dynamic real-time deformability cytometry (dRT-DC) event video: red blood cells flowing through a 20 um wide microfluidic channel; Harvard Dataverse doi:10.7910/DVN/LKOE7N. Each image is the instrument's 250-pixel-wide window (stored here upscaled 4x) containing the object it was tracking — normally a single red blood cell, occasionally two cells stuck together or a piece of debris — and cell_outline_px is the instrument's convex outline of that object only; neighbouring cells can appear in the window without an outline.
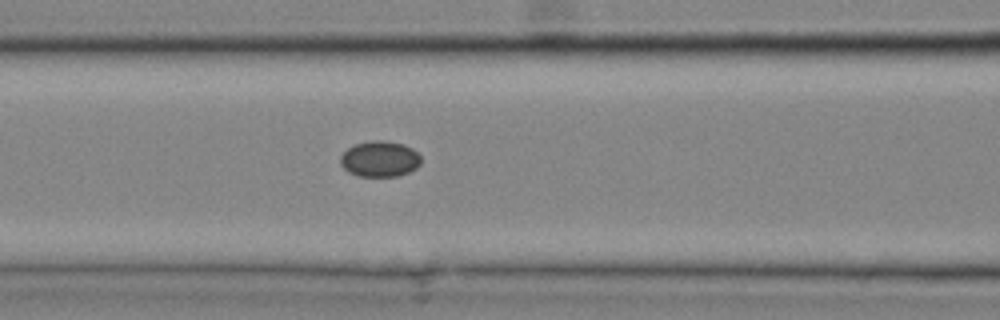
{"species": "common noctule bat (a hibernating species)", "species_latin": "Nyctalus noctula", "temperature_condition": "cold", "stored_images_in_passage": 6, "camera_frame_rate_fps": 3000, "um_per_image_px": 0.085, "animal": {"sex": "male", "body_mass_g": 20.4}, "frame": {"image": 1, "passage_image": 3, "time_ms": 0.667, "image_size_px": [1000, 320], "cell_outline_px": [[420, 164], [416, 168], [408, 172], [396, 176], [360, 176], [348, 172], [340, 164], [340, 156], [348, 148], [356, 144], [372, 140], [384, 140], [404, 144], [412, 148], [420, 156]], "centroid_in_image_um": [32.27, 13.5], "position_along_channel_um": 134.3, "area_um2": 16.76}}
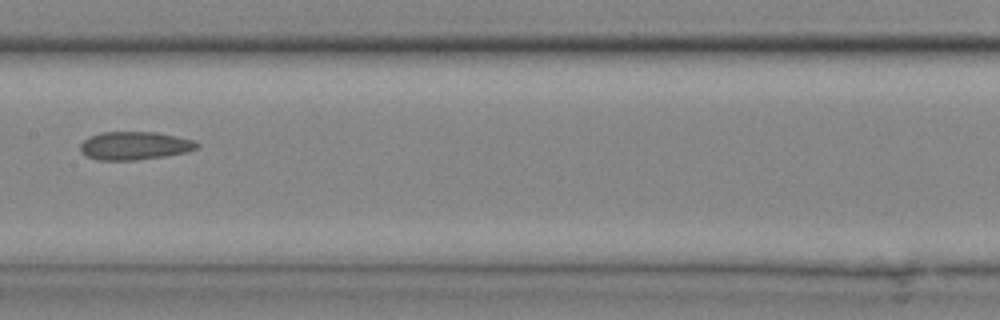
{"frame": {"image": 2, "passage_image": 5, "time_ms": 1.333, "image_size_px": [1000, 320], "cell_outline_px": [[200, 144], [196, 148], [188, 152], [164, 156], [136, 160], [96, 160], [80, 152], [80, 144], [84, 140], [100, 132], [156, 132], [176, 136], [192, 140]], "centroid_in_image_um": [11.43, 12.39], "position_along_channel_um": 196.0, "area_um2": 19.07}}